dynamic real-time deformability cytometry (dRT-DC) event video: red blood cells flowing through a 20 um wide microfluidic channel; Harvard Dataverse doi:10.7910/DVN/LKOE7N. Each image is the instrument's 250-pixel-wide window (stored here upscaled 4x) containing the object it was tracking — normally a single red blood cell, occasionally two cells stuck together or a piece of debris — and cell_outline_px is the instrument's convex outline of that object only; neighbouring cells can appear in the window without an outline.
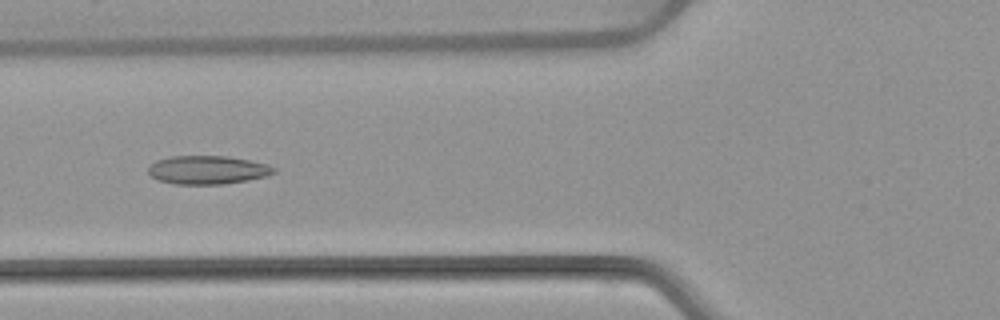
{"species": "common noctule bat (a hibernating species)", "species_latin": "Nyctalus noctula", "temperature_condition": "warm", "stored_images_in_passage": 7, "camera_frame_rate_fps": 3000, "um_per_image_px": 0.085, "animal": {"sex": "female", "body_mass_g": 22.7, "forearm_length_mm": 54.2}, "frame": {"image": 1, "passage_image": 5, "time_ms": 5.667, "image_size_px": [1000, 320], "cell_outline_px": [[276, 172], [268, 176], [248, 180], [224, 184], [176, 184], [160, 180], [152, 176], [148, 172], [148, 164], [156, 160], [168, 156], [228, 156], [268, 164], [276, 168]], "centroid_in_image_um": [17.65, 14.43], "position_along_channel_um": 108.1, "area_um2": 20.98}}
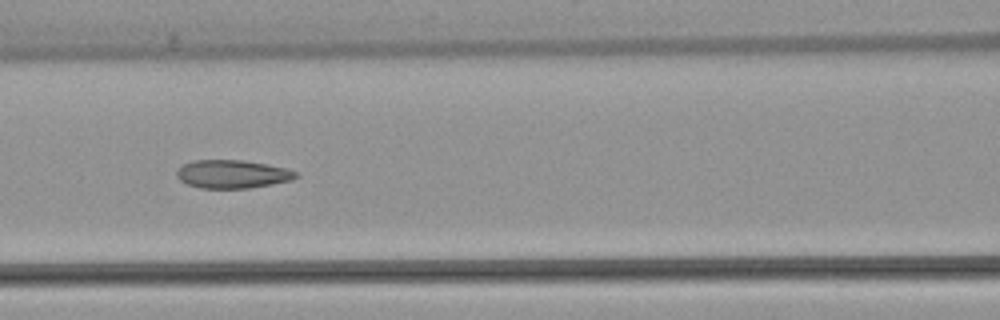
{"frame": {"image": 2, "passage_image": 6, "time_ms": 6.667, "image_size_px": [1000, 320], "cell_outline_px": [[300, 176], [292, 180], [272, 184], [248, 188], [200, 188], [188, 184], [180, 180], [176, 176], [176, 168], [180, 164], [192, 160], [244, 160], [288, 168], [300, 172]], "centroid_in_image_um": [19.76, 14.78], "position_along_channel_um": 146.8, "area_um2": 20.0}}
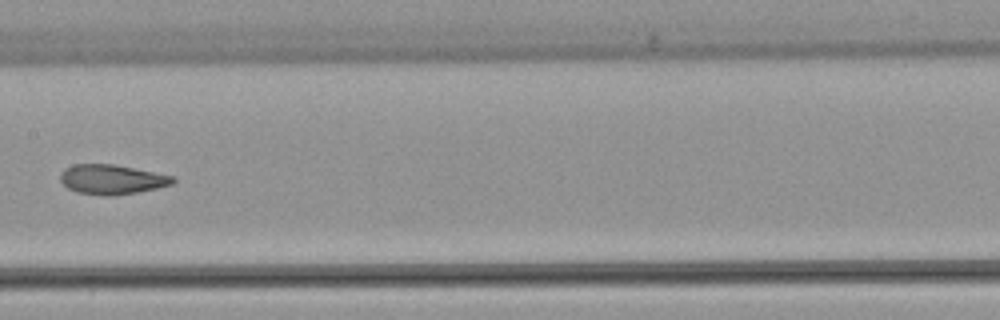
{"frame": {"image": 3, "passage_image": 7, "time_ms": 8.0, "image_size_px": [1000, 320], "cell_outline_px": [[176, 180], [172, 184], [156, 188], [136, 192], [112, 196], [108, 196], [76, 192], [68, 188], [60, 180], [60, 172], [64, 168], [72, 164], [112, 164], [176, 176]], "centroid_in_image_um": [9.49, 15.24], "position_along_channel_um": 197.9, "area_um2": 19.48}}